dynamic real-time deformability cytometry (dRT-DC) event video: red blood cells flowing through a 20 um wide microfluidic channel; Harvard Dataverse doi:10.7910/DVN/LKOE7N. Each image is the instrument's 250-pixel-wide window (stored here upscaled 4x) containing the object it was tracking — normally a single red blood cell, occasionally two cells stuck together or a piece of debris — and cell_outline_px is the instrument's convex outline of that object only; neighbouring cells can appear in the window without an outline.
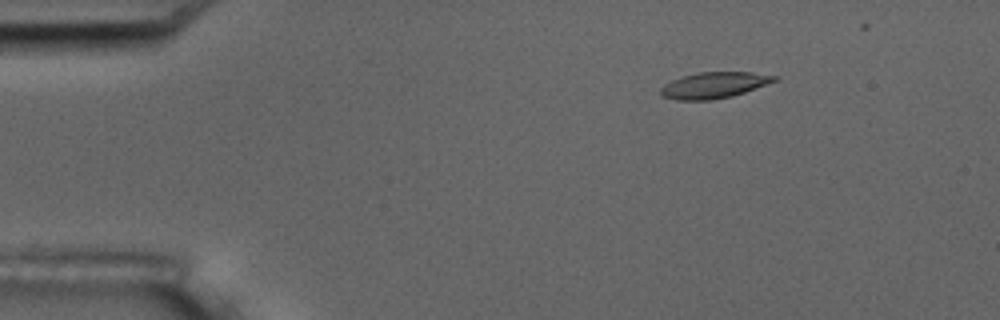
{"species": "common noctule bat (a hibernating species)", "species_latin": "Nyctalus noctula", "temperature_condition": "room temperature", "stored_images_in_passage": 4, "camera_frame_rate_fps": 3000, "um_per_image_px": 0.085, "animal": {"sex": "male", "body_mass_g": 17.5, "forearm_length_mm": 52.3}, "frame": {"image": 1, "passage_image": 1, "time_ms": 0.0, "image_size_px": [1000, 320], "cell_outline_px": [[780, 76], [776, 80], [744, 92], [732, 96], [708, 100], [676, 100], [660, 96], [660, 88], [664, 84], [672, 80], [696, 72], [752, 72]], "centroid_in_image_um": [60.65, 7.24], "position_along_channel_um": 24.3, "area_um2": 17.22}}